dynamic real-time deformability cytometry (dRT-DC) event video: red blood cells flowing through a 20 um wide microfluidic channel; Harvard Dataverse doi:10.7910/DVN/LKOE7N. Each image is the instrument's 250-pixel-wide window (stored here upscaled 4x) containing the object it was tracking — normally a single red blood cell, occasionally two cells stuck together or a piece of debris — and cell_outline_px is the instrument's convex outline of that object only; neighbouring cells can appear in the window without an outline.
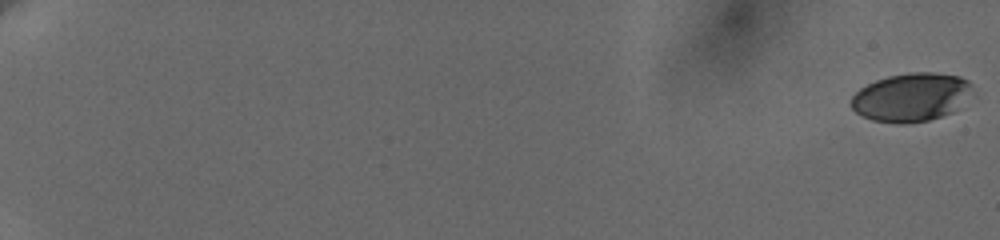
{"species": "human", "species_latin": "Homo sapiens", "temperature_condition": "cold", "stored_images_in_passage": 24, "camera_frame_rate_fps": 3000, "um_per_image_px": 0.085, "donor": {"sex": "female"}, "frame": {"image": 1, "passage_image": 1, "time_ms": 0.0, "image_size_px": [1000, 240], "cell_outline_px": [[976, 96], [952, 112], [928, 120], [872, 120], [856, 112], [852, 108], [852, 96], [860, 88], [876, 80], [888, 76], [912, 72], [932, 72], [960, 76], [968, 80], [972, 84]], "centroid_in_image_um": [77.57, 8.2], "position_along_channel_um": 7.4, "area_um2": 33.81}}
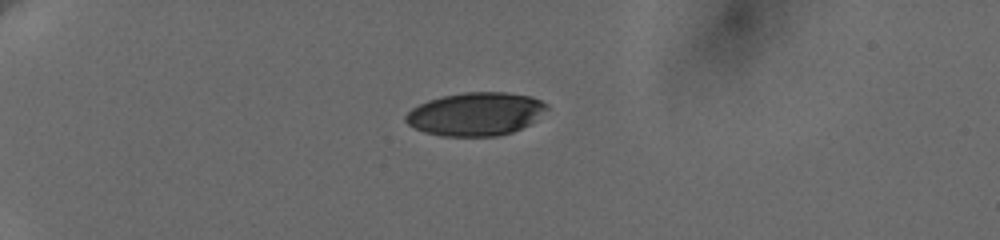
{"frame": {"image": 2, "passage_image": 17, "time_ms": 6.0, "image_size_px": [1000, 240], "cell_outline_px": [[548, 108], [536, 120], [512, 132], [496, 136], [440, 136], [424, 132], [408, 124], [404, 120], [404, 116], [412, 108], [428, 100], [444, 96], [464, 92], [508, 92], [532, 96], [548, 104]], "centroid_in_image_um": [40.44, 9.68], "position_along_channel_um": 44.6, "area_um2": 35.55}}
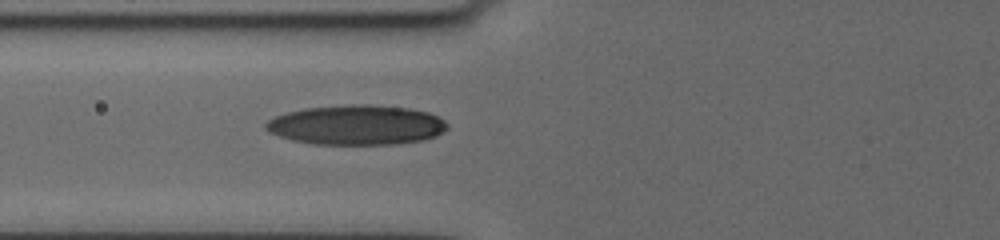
{"frame": {"image": 3, "passage_image": 24, "time_ms": 9.0, "image_size_px": [1000, 240], "cell_outline_px": [[448, 128], [436, 136], [424, 140], [392, 144], [312, 144], [292, 140], [268, 132], [264, 128], [264, 124], [268, 120], [276, 116], [288, 112], [304, 108], [352, 104], [368, 104], [408, 108], [428, 112], [444, 120], [448, 124]], "centroid_in_image_um": [30.29, 10.62], "position_along_channel_um": 95.5, "area_um2": 42.14}}